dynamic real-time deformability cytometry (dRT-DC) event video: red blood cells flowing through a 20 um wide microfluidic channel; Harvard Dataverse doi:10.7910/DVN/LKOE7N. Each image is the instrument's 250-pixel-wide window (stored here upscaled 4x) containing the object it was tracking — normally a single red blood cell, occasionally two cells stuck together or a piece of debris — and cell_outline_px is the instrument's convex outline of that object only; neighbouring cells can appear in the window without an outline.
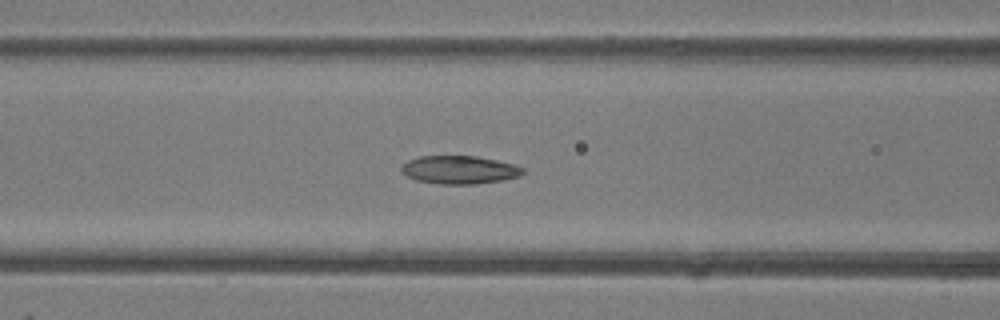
{"species": "common noctule bat (a hibernating species)", "species_latin": "Nyctalus noctula", "temperature_condition": "room temperature", "stored_images_in_passage": 51, "camera_frame_rate_fps": 3000, "um_per_image_px": 0.085, "animal": {"sex": "female"}, "frame": {"image": 1, "passage_image": 21, "time_ms": 6.667, "image_size_px": [1000, 320], "cell_outline_px": [[524, 172], [520, 176], [504, 180], [476, 184], [440, 184], [416, 180], [408, 176], [400, 168], [408, 160], [420, 156], [476, 156], [516, 164], [524, 168]], "centroid_in_image_um": [39.1, 14.43], "position_along_channel_um": 127.5, "area_um2": 19.94}}
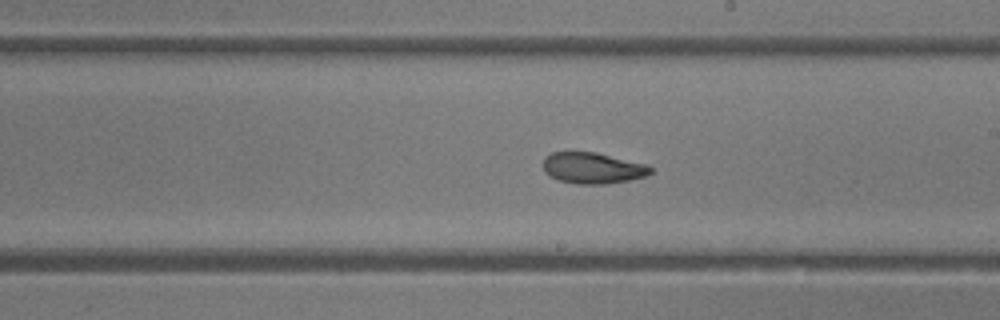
{"frame": {"image": 2, "passage_image": 29, "time_ms": 9.333, "image_size_px": [1000, 320], "cell_outline_px": [[652, 172], [648, 176], [628, 180], [604, 184], [576, 184], [560, 180], [544, 172], [544, 156], [552, 152], [596, 152], [648, 164], [652, 168]], "centroid_in_image_um": [50.41, 14.27], "position_along_channel_um": 238.6, "area_um2": 19.54}}
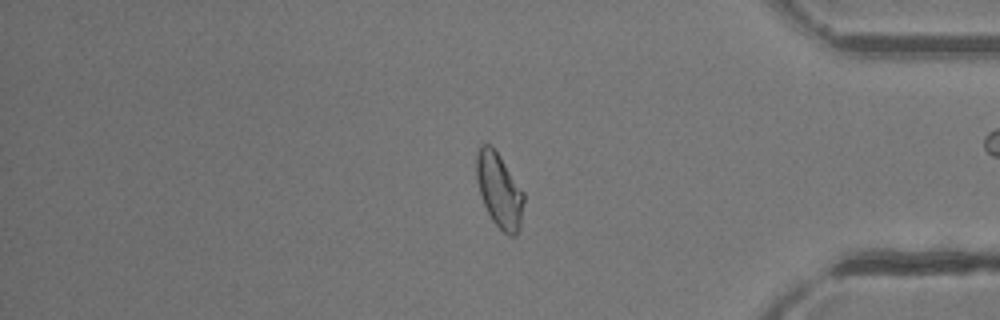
{"frame": {"image": 3, "passage_image": 42, "time_ms": 13.667, "image_size_px": [1000, 320], "cell_outline_px": [[524, 200], [520, 228], [516, 236], [508, 236], [492, 220], [484, 204], [480, 192], [476, 176], [476, 152], [480, 144], [492, 144], [524, 192]], "centroid_in_image_um": [42.44, 16.16], "position_along_channel_um": 392.8, "area_um2": 20.58}, "authors_computed_cell_mechanics": {"area_um2": 20.7502, "velocity_mm_per_s": 4.1727, "shape_relaxation_time_tau1_ms": 3.7352, "shape_relaxation_time_tau2_ms": 3.3686, "deformation_change_tau1": 0.1181, "deformation_change_tau2": 0.099}}